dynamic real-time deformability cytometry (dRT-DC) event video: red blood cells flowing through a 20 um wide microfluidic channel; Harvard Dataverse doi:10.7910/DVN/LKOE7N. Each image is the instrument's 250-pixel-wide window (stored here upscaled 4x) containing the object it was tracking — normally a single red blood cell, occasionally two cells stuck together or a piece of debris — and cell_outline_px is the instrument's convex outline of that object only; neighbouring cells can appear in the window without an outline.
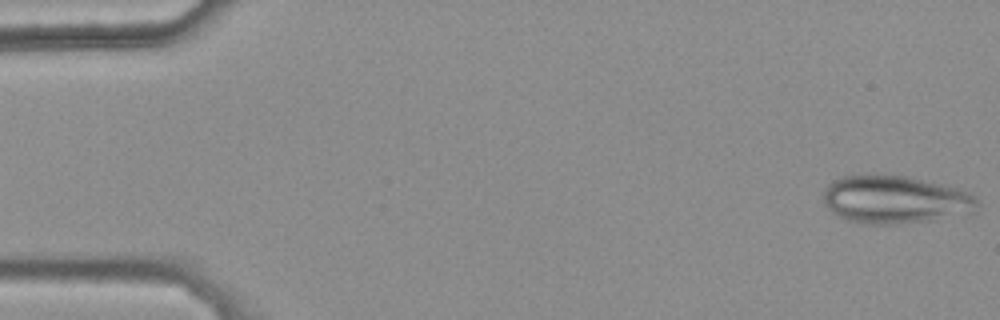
{"species": "common noctule bat (a hibernating species)", "species_latin": "Nyctalus noctula", "temperature_condition": "warm", "stored_images_in_passage": 46, "segment_of_instrument_passage": [1, 2], "camera_frame_rate_fps": 3000, "um_per_image_px": 0.085, "animal": {"sex": "female", "body_mass_g": 25.1}, "frame": {"image": 1, "passage_image": 1, "time_ms": 0.0, "image_size_px": [1000, 320], "cell_outline_px": [[980, 204], [976, 212], [932, 220], [900, 224], [864, 224], [848, 220], [832, 212], [824, 204], [824, 188], [832, 180], [844, 176], [872, 172], [904, 176], [960, 188], [968, 192]], "centroid_in_image_um": [76.07, 16.94], "position_along_channel_um": 8.9, "area_um2": 43.64}}